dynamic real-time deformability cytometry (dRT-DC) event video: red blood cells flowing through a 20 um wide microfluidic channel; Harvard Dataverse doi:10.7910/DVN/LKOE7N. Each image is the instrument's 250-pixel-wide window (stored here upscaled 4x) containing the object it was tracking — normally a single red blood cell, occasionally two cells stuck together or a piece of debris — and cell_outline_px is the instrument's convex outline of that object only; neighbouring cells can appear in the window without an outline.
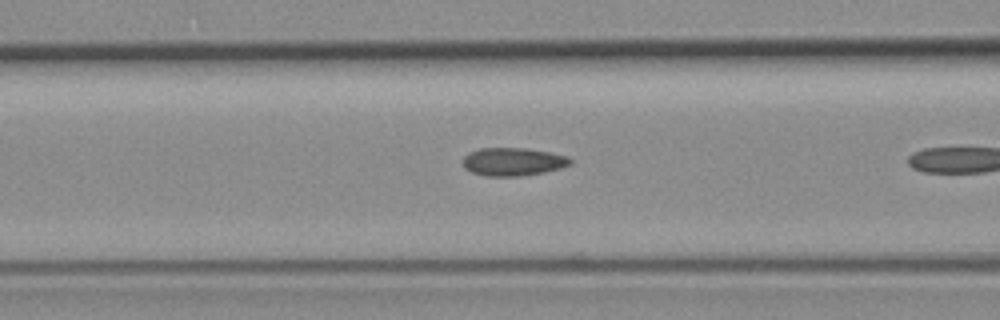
{"species": "common noctule bat (a hibernating species)", "species_latin": "Nyctalus noctula", "temperature_condition": "room temperature", "stored_images_in_passage": 9, "camera_frame_rate_fps": 3000, "um_per_image_px": 0.085, "animal": {"sex": "female", "body_mass_g": 19.3, "forearm_length_mm": 54.1}, "frame": {"image": 1, "passage_image": 8, "time_ms": 2.333, "image_size_px": [1000, 320], "cell_outline_px": [[572, 164], [560, 168], [544, 172], [520, 176], [484, 176], [472, 172], [464, 168], [464, 156], [468, 152], [480, 148], [528, 148], [568, 156], [572, 160]], "centroid_in_image_um": [43.61, 13.74], "position_along_channel_um": 123.0, "area_um2": 17.63}}